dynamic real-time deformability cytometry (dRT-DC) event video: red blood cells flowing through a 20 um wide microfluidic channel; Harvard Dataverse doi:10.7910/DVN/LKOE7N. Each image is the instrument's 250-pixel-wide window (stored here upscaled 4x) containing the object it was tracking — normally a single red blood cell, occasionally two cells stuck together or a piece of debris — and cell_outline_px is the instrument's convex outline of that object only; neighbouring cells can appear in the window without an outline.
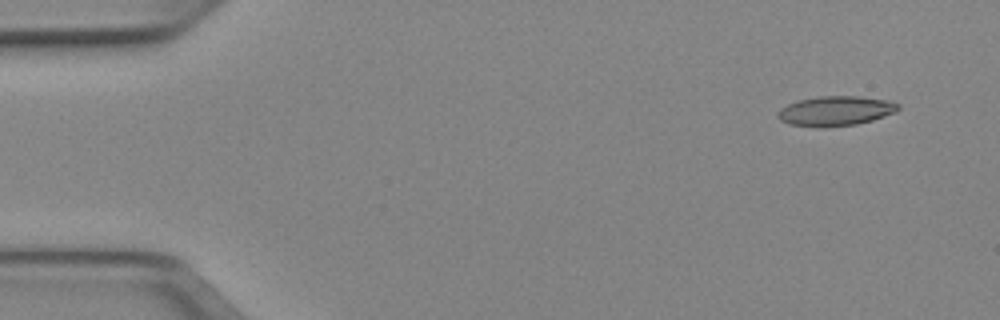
{"species": "Egyptian fruit bat (a non-hibernating species)", "species_latin": "Rousettus aegyptiacus", "temperature_condition": "cold", "stored_images_in_passage": 48, "camera_frame_rate_fps": 3000, "um_per_image_px": 0.085, "animal": {"sex": "female"}, "frame": {"image": 1, "passage_image": 1, "time_ms": 0.0, "image_size_px": [1000, 320], "cell_outline_px": [[900, 108], [896, 112], [872, 120], [856, 124], [824, 128], [788, 124], [780, 120], [776, 116], [776, 112], [780, 108], [788, 104], [800, 100], [820, 96], [860, 96], [888, 100], [900, 104]], "centroid_in_image_um": [71.01, 9.43], "position_along_channel_um": 14.0, "area_um2": 21.04}}
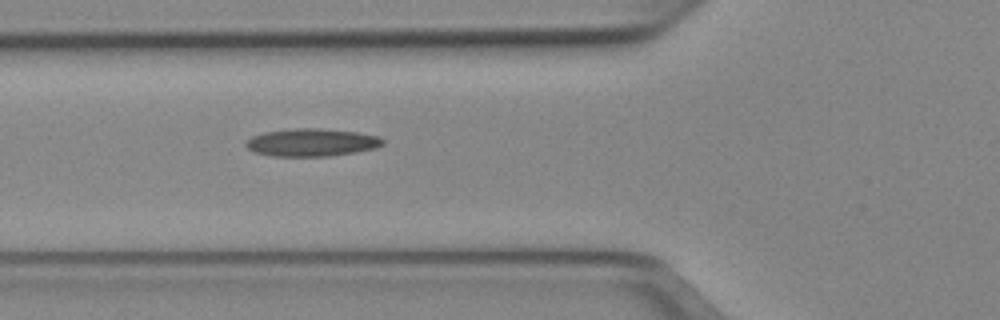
{"frame": {"image": 2, "passage_image": 16, "time_ms": 5.0, "image_size_px": [1000, 320], "cell_outline_px": [[384, 144], [376, 148], [356, 152], [328, 156], [272, 156], [256, 152], [248, 148], [244, 144], [252, 136], [264, 132], [292, 128], [316, 128], [356, 132], [380, 136], [384, 140]], "centroid_in_image_um": [26.51, 12.1], "position_along_channel_um": 99.3, "area_um2": 22.08}}
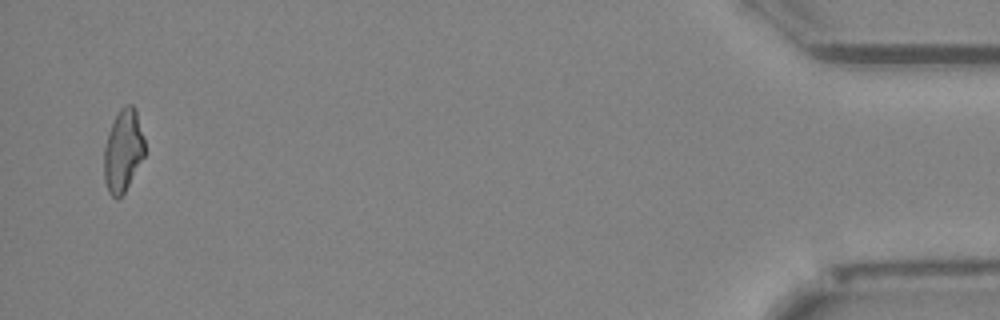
{"frame": {"image": 3, "passage_image": 47, "time_ms": 15.333, "image_size_px": [1000, 320], "cell_outline_px": [[144, 156], [124, 192], [116, 200], [108, 192], [104, 180], [104, 148], [108, 132], [120, 108], [128, 104], [132, 104], [136, 112], [144, 140]], "centroid_in_image_um": [10.44, 12.83], "position_along_channel_um": 424.8, "area_um2": 19.19}, "authors_computed_cell_mechanics": {"area_um2": 20.4612, "velocity_mm_per_s": 3.9788, "shape_relaxation_time_tau1_ms": null, "shape_relaxation_time_tau2_ms": 5.2624, "deformation_change_tau1": null, "deformation_change_tau2": 0.1654}}